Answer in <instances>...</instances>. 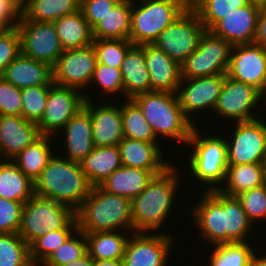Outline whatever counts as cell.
I'll return each mask as SVG.
<instances>
[{
	"label": "cell",
	"mask_w": 266,
	"mask_h": 266,
	"mask_svg": "<svg viewBox=\"0 0 266 266\" xmlns=\"http://www.w3.org/2000/svg\"><path fill=\"white\" fill-rule=\"evenodd\" d=\"M178 169L172 163L162 173L154 175L145 189L131 200L133 233H153L167 222L170 211L175 208L177 188L182 183Z\"/></svg>",
	"instance_id": "obj_1"
},
{
	"label": "cell",
	"mask_w": 266,
	"mask_h": 266,
	"mask_svg": "<svg viewBox=\"0 0 266 266\" xmlns=\"http://www.w3.org/2000/svg\"><path fill=\"white\" fill-rule=\"evenodd\" d=\"M55 153L57 152H54L34 183V193L68 205L76 211L89 195L92 186L87 181L80 163Z\"/></svg>",
	"instance_id": "obj_2"
},
{
	"label": "cell",
	"mask_w": 266,
	"mask_h": 266,
	"mask_svg": "<svg viewBox=\"0 0 266 266\" xmlns=\"http://www.w3.org/2000/svg\"><path fill=\"white\" fill-rule=\"evenodd\" d=\"M76 221L83 233L125 230L133 233L131 200L105 192L99 186L92 187L76 210Z\"/></svg>",
	"instance_id": "obj_3"
},
{
	"label": "cell",
	"mask_w": 266,
	"mask_h": 266,
	"mask_svg": "<svg viewBox=\"0 0 266 266\" xmlns=\"http://www.w3.org/2000/svg\"><path fill=\"white\" fill-rule=\"evenodd\" d=\"M206 135L199 131L198 127L195 126L192 130L191 136L187 141V147L192 152H189L186 160L189 165V174L193 180L205 185V191L219 190L225 182L227 172V142L224 137L219 133ZM221 135V136H220ZM191 146V148H190ZM208 184V185H207ZM220 185V186H219Z\"/></svg>",
	"instance_id": "obj_4"
},
{
	"label": "cell",
	"mask_w": 266,
	"mask_h": 266,
	"mask_svg": "<svg viewBox=\"0 0 266 266\" xmlns=\"http://www.w3.org/2000/svg\"><path fill=\"white\" fill-rule=\"evenodd\" d=\"M133 100L158 139L167 137L187 145L195 125L184 115L176 93L151 91L139 94Z\"/></svg>",
	"instance_id": "obj_5"
},
{
	"label": "cell",
	"mask_w": 266,
	"mask_h": 266,
	"mask_svg": "<svg viewBox=\"0 0 266 266\" xmlns=\"http://www.w3.org/2000/svg\"><path fill=\"white\" fill-rule=\"evenodd\" d=\"M137 2L132 0L129 41L133 45L152 44L159 34L190 6V0Z\"/></svg>",
	"instance_id": "obj_6"
},
{
	"label": "cell",
	"mask_w": 266,
	"mask_h": 266,
	"mask_svg": "<svg viewBox=\"0 0 266 266\" xmlns=\"http://www.w3.org/2000/svg\"><path fill=\"white\" fill-rule=\"evenodd\" d=\"M61 229H78L73 208L35 194L24 203L18 234L28 245L50 231Z\"/></svg>",
	"instance_id": "obj_7"
},
{
	"label": "cell",
	"mask_w": 266,
	"mask_h": 266,
	"mask_svg": "<svg viewBox=\"0 0 266 266\" xmlns=\"http://www.w3.org/2000/svg\"><path fill=\"white\" fill-rule=\"evenodd\" d=\"M205 31L197 13L189 6L152 44L181 65L198 48Z\"/></svg>",
	"instance_id": "obj_8"
},
{
	"label": "cell",
	"mask_w": 266,
	"mask_h": 266,
	"mask_svg": "<svg viewBox=\"0 0 266 266\" xmlns=\"http://www.w3.org/2000/svg\"><path fill=\"white\" fill-rule=\"evenodd\" d=\"M232 47L225 39L206 30L198 48L180 65L181 79L226 74Z\"/></svg>",
	"instance_id": "obj_9"
},
{
	"label": "cell",
	"mask_w": 266,
	"mask_h": 266,
	"mask_svg": "<svg viewBox=\"0 0 266 266\" xmlns=\"http://www.w3.org/2000/svg\"><path fill=\"white\" fill-rule=\"evenodd\" d=\"M235 128L226 136L227 164L261 163L266 152V122L261 117L234 122ZM228 137V138H227ZM231 137V138H229Z\"/></svg>",
	"instance_id": "obj_10"
},
{
	"label": "cell",
	"mask_w": 266,
	"mask_h": 266,
	"mask_svg": "<svg viewBox=\"0 0 266 266\" xmlns=\"http://www.w3.org/2000/svg\"><path fill=\"white\" fill-rule=\"evenodd\" d=\"M21 54L54 66L64 49L53 22L19 20Z\"/></svg>",
	"instance_id": "obj_11"
},
{
	"label": "cell",
	"mask_w": 266,
	"mask_h": 266,
	"mask_svg": "<svg viewBox=\"0 0 266 266\" xmlns=\"http://www.w3.org/2000/svg\"><path fill=\"white\" fill-rule=\"evenodd\" d=\"M170 233L134 232L125 246L123 266H169L167 264L174 244Z\"/></svg>",
	"instance_id": "obj_12"
},
{
	"label": "cell",
	"mask_w": 266,
	"mask_h": 266,
	"mask_svg": "<svg viewBox=\"0 0 266 266\" xmlns=\"http://www.w3.org/2000/svg\"><path fill=\"white\" fill-rule=\"evenodd\" d=\"M96 64L93 45L64 50L52 67L53 83L83 93L84 89L89 87Z\"/></svg>",
	"instance_id": "obj_13"
},
{
	"label": "cell",
	"mask_w": 266,
	"mask_h": 266,
	"mask_svg": "<svg viewBox=\"0 0 266 266\" xmlns=\"http://www.w3.org/2000/svg\"><path fill=\"white\" fill-rule=\"evenodd\" d=\"M258 103L261 104V99L257 88L225 75L221 94L212 113L228 122L250 121L257 118L253 111L258 108Z\"/></svg>",
	"instance_id": "obj_14"
},
{
	"label": "cell",
	"mask_w": 266,
	"mask_h": 266,
	"mask_svg": "<svg viewBox=\"0 0 266 266\" xmlns=\"http://www.w3.org/2000/svg\"><path fill=\"white\" fill-rule=\"evenodd\" d=\"M84 102V93L79 90L53 84L43 116L37 123L40 134L55 137L84 106Z\"/></svg>",
	"instance_id": "obj_15"
},
{
	"label": "cell",
	"mask_w": 266,
	"mask_h": 266,
	"mask_svg": "<svg viewBox=\"0 0 266 266\" xmlns=\"http://www.w3.org/2000/svg\"><path fill=\"white\" fill-rule=\"evenodd\" d=\"M226 74L207 77L181 79L177 88V98L184 115L196 126L192 115L202 112L214 111L224 84ZM209 109V110H208ZM193 113V114H192ZM196 123V124H195Z\"/></svg>",
	"instance_id": "obj_16"
},
{
	"label": "cell",
	"mask_w": 266,
	"mask_h": 266,
	"mask_svg": "<svg viewBox=\"0 0 266 266\" xmlns=\"http://www.w3.org/2000/svg\"><path fill=\"white\" fill-rule=\"evenodd\" d=\"M198 203L188 209L201 239L213 246L226 244L223 221V193L220 190L204 191ZM200 232V233H199Z\"/></svg>",
	"instance_id": "obj_17"
},
{
	"label": "cell",
	"mask_w": 266,
	"mask_h": 266,
	"mask_svg": "<svg viewBox=\"0 0 266 266\" xmlns=\"http://www.w3.org/2000/svg\"><path fill=\"white\" fill-rule=\"evenodd\" d=\"M226 75L260 91L266 76V49L254 42L233 46Z\"/></svg>",
	"instance_id": "obj_18"
},
{
	"label": "cell",
	"mask_w": 266,
	"mask_h": 266,
	"mask_svg": "<svg viewBox=\"0 0 266 266\" xmlns=\"http://www.w3.org/2000/svg\"><path fill=\"white\" fill-rule=\"evenodd\" d=\"M90 96L93 95H89L88 90L84 92V106L90 111L92 121L94 147L118 145L124 138L121 104L107 102L97 106Z\"/></svg>",
	"instance_id": "obj_19"
},
{
	"label": "cell",
	"mask_w": 266,
	"mask_h": 266,
	"mask_svg": "<svg viewBox=\"0 0 266 266\" xmlns=\"http://www.w3.org/2000/svg\"><path fill=\"white\" fill-rule=\"evenodd\" d=\"M260 5L250 1L220 20L210 31L232 46L252 43L256 32Z\"/></svg>",
	"instance_id": "obj_20"
},
{
	"label": "cell",
	"mask_w": 266,
	"mask_h": 266,
	"mask_svg": "<svg viewBox=\"0 0 266 266\" xmlns=\"http://www.w3.org/2000/svg\"><path fill=\"white\" fill-rule=\"evenodd\" d=\"M40 136L36 123L22 116L0 115V159H14Z\"/></svg>",
	"instance_id": "obj_21"
},
{
	"label": "cell",
	"mask_w": 266,
	"mask_h": 266,
	"mask_svg": "<svg viewBox=\"0 0 266 266\" xmlns=\"http://www.w3.org/2000/svg\"><path fill=\"white\" fill-rule=\"evenodd\" d=\"M117 146L122 166L148 170L157 175L172 164L163 159L165 157L162 150L165 149L160 146V143H148L124 137Z\"/></svg>",
	"instance_id": "obj_22"
},
{
	"label": "cell",
	"mask_w": 266,
	"mask_h": 266,
	"mask_svg": "<svg viewBox=\"0 0 266 266\" xmlns=\"http://www.w3.org/2000/svg\"><path fill=\"white\" fill-rule=\"evenodd\" d=\"M151 91L176 93L181 83L180 64L153 44H143Z\"/></svg>",
	"instance_id": "obj_23"
},
{
	"label": "cell",
	"mask_w": 266,
	"mask_h": 266,
	"mask_svg": "<svg viewBox=\"0 0 266 266\" xmlns=\"http://www.w3.org/2000/svg\"><path fill=\"white\" fill-rule=\"evenodd\" d=\"M60 132L65 137L64 158L80 163L94 149L90 111L85 106Z\"/></svg>",
	"instance_id": "obj_24"
},
{
	"label": "cell",
	"mask_w": 266,
	"mask_h": 266,
	"mask_svg": "<svg viewBox=\"0 0 266 266\" xmlns=\"http://www.w3.org/2000/svg\"><path fill=\"white\" fill-rule=\"evenodd\" d=\"M2 77L19 89L54 84L52 66L21 53L5 68Z\"/></svg>",
	"instance_id": "obj_25"
},
{
	"label": "cell",
	"mask_w": 266,
	"mask_h": 266,
	"mask_svg": "<svg viewBox=\"0 0 266 266\" xmlns=\"http://www.w3.org/2000/svg\"><path fill=\"white\" fill-rule=\"evenodd\" d=\"M120 70L123 79L124 99H133L139 94L151 92L143 44L132 45L128 49Z\"/></svg>",
	"instance_id": "obj_26"
},
{
	"label": "cell",
	"mask_w": 266,
	"mask_h": 266,
	"mask_svg": "<svg viewBox=\"0 0 266 266\" xmlns=\"http://www.w3.org/2000/svg\"><path fill=\"white\" fill-rule=\"evenodd\" d=\"M80 165L90 185L99 186L122 166L119 148L117 145L94 147Z\"/></svg>",
	"instance_id": "obj_27"
},
{
	"label": "cell",
	"mask_w": 266,
	"mask_h": 266,
	"mask_svg": "<svg viewBox=\"0 0 266 266\" xmlns=\"http://www.w3.org/2000/svg\"><path fill=\"white\" fill-rule=\"evenodd\" d=\"M153 176L154 174L148 170L121 166L99 187L105 192L132 200L145 189Z\"/></svg>",
	"instance_id": "obj_28"
},
{
	"label": "cell",
	"mask_w": 266,
	"mask_h": 266,
	"mask_svg": "<svg viewBox=\"0 0 266 266\" xmlns=\"http://www.w3.org/2000/svg\"><path fill=\"white\" fill-rule=\"evenodd\" d=\"M64 50L83 48L93 44L92 28L81 10L53 21Z\"/></svg>",
	"instance_id": "obj_29"
},
{
	"label": "cell",
	"mask_w": 266,
	"mask_h": 266,
	"mask_svg": "<svg viewBox=\"0 0 266 266\" xmlns=\"http://www.w3.org/2000/svg\"><path fill=\"white\" fill-rule=\"evenodd\" d=\"M132 0H121L93 28V39L129 40Z\"/></svg>",
	"instance_id": "obj_30"
},
{
	"label": "cell",
	"mask_w": 266,
	"mask_h": 266,
	"mask_svg": "<svg viewBox=\"0 0 266 266\" xmlns=\"http://www.w3.org/2000/svg\"><path fill=\"white\" fill-rule=\"evenodd\" d=\"M52 136L41 135L12 161L33 182L40 177L49 159L54 155ZM51 146V147H50Z\"/></svg>",
	"instance_id": "obj_31"
},
{
	"label": "cell",
	"mask_w": 266,
	"mask_h": 266,
	"mask_svg": "<svg viewBox=\"0 0 266 266\" xmlns=\"http://www.w3.org/2000/svg\"><path fill=\"white\" fill-rule=\"evenodd\" d=\"M34 194V183L17 165L0 159V197L26 203Z\"/></svg>",
	"instance_id": "obj_32"
},
{
	"label": "cell",
	"mask_w": 266,
	"mask_h": 266,
	"mask_svg": "<svg viewBox=\"0 0 266 266\" xmlns=\"http://www.w3.org/2000/svg\"><path fill=\"white\" fill-rule=\"evenodd\" d=\"M87 252L94 260H122L129 238L127 231L84 233Z\"/></svg>",
	"instance_id": "obj_33"
},
{
	"label": "cell",
	"mask_w": 266,
	"mask_h": 266,
	"mask_svg": "<svg viewBox=\"0 0 266 266\" xmlns=\"http://www.w3.org/2000/svg\"><path fill=\"white\" fill-rule=\"evenodd\" d=\"M80 10V0H22L20 20L53 22Z\"/></svg>",
	"instance_id": "obj_34"
},
{
	"label": "cell",
	"mask_w": 266,
	"mask_h": 266,
	"mask_svg": "<svg viewBox=\"0 0 266 266\" xmlns=\"http://www.w3.org/2000/svg\"><path fill=\"white\" fill-rule=\"evenodd\" d=\"M224 183L219 190L229 196H237L265 184L262 163L228 165Z\"/></svg>",
	"instance_id": "obj_35"
},
{
	"label": "cell",
	"mask_w": 266,
	"mask_h": 266,
	"mask_svg": "<svg viewBox=\"0 0 266 266\" xmlns=\"http://www.w3.org/2000/svg\"><path fill=\"white\" fill-rule=\"evenodd\" d=\"M223 221L226 230V244L250 240L248 236L252 233L254 225L236 196L223 194Z\"/></svg>",
	"instance_id": "obj_36"
},
{
	"label": "cell",
	"mask_w": 266,
	"mask_h": 266,
	"mask_svg": "<svg viewBox=\"0 0 266 266\" xmlns=\"http://www.w3.org/2000/svg\"><path fill=\"white\" fill-rule=\"evenodd\" d=\"M125 101L121 105L124 137L148 143H160V139L156 137L138 104L133 99Z\"/></svg>",
	"instance_id": "obj_37"
},
{
	"label": "cell",
	"mask_w": 266,
	"mask_h": 266,
	"mask_svg": "<svg viewBox=\"0 0 266 266\" xmlns=\"http://www.w3.org/2000/svg\"><path fill=\"white\" fill-rule=\"evenodd\" d=\"M252 242H233L212 246L209 266H250L255 253Z\"/></svg>",
	"instance_id": "obj_38"
},
{
	"label": "cell",
	"mask_w": 266,
	"mask_h": 266,
	"mask_svg": "<svg viewBox=\"0 0 266 266\" xmlns=\"http://www.w3.org/2000/svg\"><path fill=\"white\" fill-rule=\"evenodd\" d=\"M251 0H190V6L197 13L207 31H210L234 9L247 5Z\"/></svg>",
	"instance_id": "obj_39"
},
{
	"label": "cell",
	"mask_w": 266,
	"mask_h": 266,
	"mask_svg": "<svg viewBox=\"0 0 266 266\" xmlns=\"http://www.w3.org/2000/svg\"><path fill=\"white\" fill-rule=\"evenodd\" d=\"M0 266H34L29 245L18 233H0Z\"/></svg>",
	"instance_id": "obj_40"
},
{
	"label": "cell",
	"mask_w": 266,
	"mask_h": 266,
	"mask_svg": "<svg viewBox=\"0 0 266 266\" xmlns=\"http://www.w3.org/2000/svg\"><path fill=\"white\" fill-rule=\"evenodd\" d=\"M78 229L50 231L38 237L30 245V259L34 266H40L56 249L65 243Z\"/></svg>",
	"instance_id": "obj_41"
},
{
	"label": "cell",
	"mask_w": 266,
	"mask_h": 266,
	"mask_svg": "<svg viewBox=\"0 0 266 266\" xmlns=\"http://www.w3.org/2000/svg\"><path fill=\"white\" fill-rule=\"evenodd\" d=\"M51 86L39 85L21 89V116L24 119L36 124L41 120Z\"/></svg>",
	"instance_id": "obj_42"
},
{
	"label": "cell",
	"mask_w": 266,
	"mask_h": 266,
	"mask_svg": "<svg viewBox=\"0 0 266 266\" xmlns=\"http://www.w3.org/2000/svg\"><path fill=\"white\" fill-rule=\"evenodd\" d=\"M92 45L96 52L97 63L121 68L125 54L133 44L129 40L94 39Z\"/></svg>",
	"instance_id": "obj_43"
},
{
	"label": "cell",
	"mask_w": 266,
	"mask_h": 266,
	"mask_svg": "<svg viewBox=\"0 0 266 266\" xmlns=\"http://www.w3.org/2000/svg\"><path fill=\"white\" fill-rule=\"evenodd\" d=\"M86 252L87 240L85 234L77 230L63 245L52 252L41 266H62L80 258Z\"/></svg>",
	"instance_id": "obj_44"
},
{
	"label": "cell",
	"mask_w": 266,
	"mask_h": 266,
	"mask_svg": "<svg viewBox=\"0 0 266 266\" xmlns=\"http://www.w3.org/2000/svg\"><path fill=\"white\" fill-rule=\"evenodd\" d=\"M90 83L89 87L97 85L96 87L100 88V93L103 94L104 98L110 94L116 95L118 93V96L124 94L120 68L97 63Z\"/></svg>",
	"instance_id": "obj_45"
},
{
	"label": "cell",
	"mask_w": 266,
	"mask_h": 266,
	"mask_svg": "<svg viewBox=\"0 0 266 266\" xmlns=\"http://www.w3.org/2000/svg\"><path fill=\"white\" fill-rule=\"evenodd\" d=\"M236 197L254 226L258 220L266 221V183L243 191Z\"/></svg>",
	"instance_id": "obj_46"
},
{
	"label": "cell",
	"mask_w": 266,
	"mask_h": 266,
	"mask_svg": "<svg viewBox=\"0 0 266 266\" xmlns=\"http://www.w3.org/2000/svg\"><path fill=\"white\" fill-rule=\"evenodd\" d=\"M21 53L20 36L17 28L0 29V77L5 68Z\"/></svg>",
	"instance_id": "obj_47"
},
{
	"label": "cell",
	"mask_w": 266,
	"mask_h": 266,
	"mask_svg": "<svg viewBox=\"0 0 266 266\" xmlns=\"http://www.w3.org/2000/svg\"><path fill=\"white\" fill-rule=\"evenodd\" d=\"M24 203L0 197V233H18Z\"/></svg>",
	"instance_id": "obj_48"
},
{
	"label": "cell",
	"mask_w": 266,
	"mask_h": 266,
	"mask_svg": "<svg viewBox=\"0 0 266 266\" xmlns=\"http://www.w3.org/2000/svg\"><path fill=\"white\" fill-rule=\"evenodd\" d=\"M21 89L0 77V115L21 116Z\"/></svg>",
	"instance_id": "obj_49"
},
{
	"label": "cell",
	"mask_w": 266,
	"mask_h": 266,
	"mask_svg": "<svg viewBox=\"0 0 266 266\" xmlns=\"http://www.w3.org/2000/svg\"><path fill=\"white\" fill-rule=\"evenodd\" d=\"M121 0H80V10L93 28Z\"/></svg>",
	"instance_id": "obj_50"
},
{
	"label": "cell",
	"mask_w": 266,
	"mask_h": 266,
	"mask_svg": "<svg viewBox=\"0 0 266 266\" xmlns=\"http://www.w3.org/2000/svg\"><path fill=\"white\" fill-rule=\"evenodd\" d=\"M21 10L22 0H0V29L17 28Z\"/></svg>",
	"instance_id": "obj_51"
},
{
	"label": "cell",
	"mask_w": 266,
	"mask_h": 266,
	"mask_svg": "<svg viewBox=\"0 0 266 266\" xmlns=\"http://www.w3.org/2000/svg\"><path fill=\"white\" fill-rule=\"evenodd\" d=\"M254 43L266 49V4L260 5Z\"/></svg>",
	"instance_id": "obj_52"
},
{
	"label": "cell",
	"mask_w": 266,
	"mask_h": 266,
	"mask_svg": "<svg viewBox=\"0 0 266 266\" xmlns=\"http://www.w3.org/2000/svg\"><path fill=\"white\" fill-rule=\"evenodd\" d=\"M62 266H94V259H92L88 252H86L83 256L80 258L64 264Z\"/></svg>",
	"instance_id": "obj_53"
},
{
	"label": "cell",
	"mask_w": 266,
	"mask_h": 266,
	"mask_svg": "<svg viewBox=\"0 0 266 266\" xmlns=\"http://www.w3.org/2000/svg\"><path fill=\"white\" fill-rule=\"evenodd\" d=\"M257 255L256 251L251 258L250 266H266V253L263 256L261 254Z\"/></svg>",
	"instance_id": "obj_54"
},
{
	"label": "cell",
	"mask_w": 266,
	"mask_h": 266,
	"mask_svg": "<svg viewBox=\"0 0 266 266\" xmlns=\"http://www.w3.org/2000/svg\"><path fill=\"white\" fill-rule=\"evenodd\" d=\"M94 266H123L122 260H94Z\"/></svg>",
	"instance_id": "obj_55"
},
{
	"label": "cell",
	"mask_w": 266,
	"mask_h": 266,
	"mask_svg": "<svg viewBox=\"0 0 266 266\" xmlns=\"http://www.w3.org/2000/svg\"><path fill=\"white\" fill-rule=\"evenodd\" d=\"M259 93H260L261 102L264 103L266 101V76H265L264 83H263Z\"/></svg>",
	"instance_id": "obj_56"
},
{
	"label": "cell",
	"mask_w": 266,
	"mask_h": 266,
	"mask_svg": "<svg viewBox=\"0 0 266 266\" xmlns=\"http://www.w3.org/2000/svg\"><path fill=\"white\" fill-rule=\"evenodd\" d=\"M261 163H262V167H263V171H264V177L266 180V152H265V155H264Z\"/></svg>",
	"instance_id": "obj_57"
},
{
	"label": "cell",
	"mask_w": 266,
	"mask_h": 266,
	"mask_svg": "<svg viewBox=\"0 0 266 266\" xmlns=\"http://www.w3.org/2000/svg\"><path fill=\"white\" fill-rule=\"evenodd\" d=\"M251 1L259 5L266 4V0H251Z\"/></svg>",
	"instance_id": "obj_58"
}]
</instances>
